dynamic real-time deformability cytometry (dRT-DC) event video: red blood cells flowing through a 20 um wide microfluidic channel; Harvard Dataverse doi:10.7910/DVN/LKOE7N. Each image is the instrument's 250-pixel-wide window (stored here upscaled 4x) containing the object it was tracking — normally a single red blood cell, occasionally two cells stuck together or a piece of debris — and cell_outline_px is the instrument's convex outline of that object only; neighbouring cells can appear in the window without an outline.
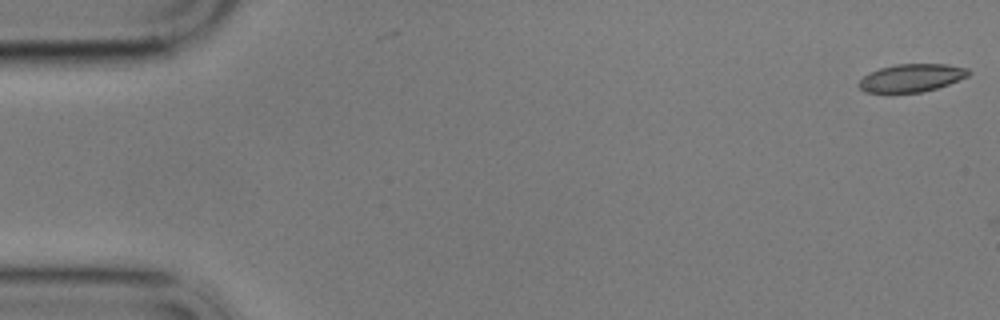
{"species": "common noctule bat (a hibernating species)", "species_latin": "Nyctalus noctula", "temperature_condition": "cold", "stored_images_in_passage": 2, "camera_frame_rate_fps": 3000, "um_per_image_px": 0.085, "animal": {"sex": "male", "body_mass_g": 17.9}, "frame": {"image": 1, "passage_image": 2, "time_ms": 0.333, "image_size_px": [1000, 320], "cell_outline_px": [[972, 72], [968, 76], [948, 84], [936, 88], [920, 92], [864, 92], [856, 84], [864, 76], [880, 68], [896, 64], [948, 64], [968, 68]], "centroid_in_image_um": [77.5, 6.61], "position_along_channel_um": 7.5, "area_um2": 17.69}}